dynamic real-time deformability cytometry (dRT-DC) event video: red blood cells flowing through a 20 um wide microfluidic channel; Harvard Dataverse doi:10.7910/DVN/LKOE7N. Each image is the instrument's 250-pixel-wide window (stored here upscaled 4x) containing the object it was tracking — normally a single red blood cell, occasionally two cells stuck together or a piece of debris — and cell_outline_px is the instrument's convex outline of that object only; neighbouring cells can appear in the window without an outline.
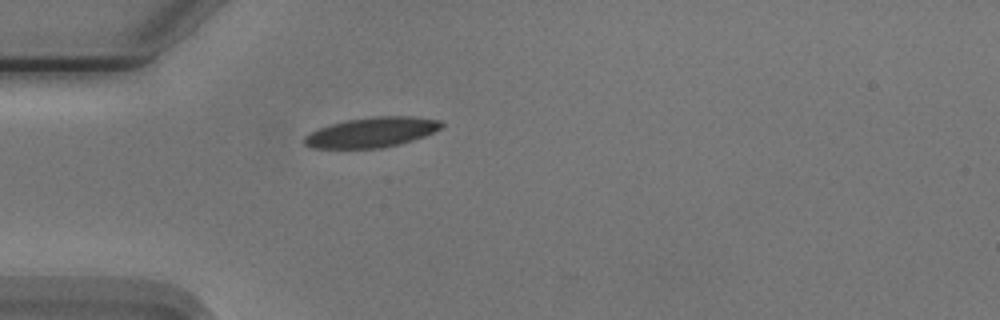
{"species": "Egyptian fruit bat (a non-hibernating species)", "species_latin": "Rousettus aegyptiacus", "temperature_condition": "cold", "stored_images_in_passage": 40, "camera_frame_rate_fps": 3000, "um_per_image_px": 0.085, "animal": {"sex": "male"}, "frame": {"image": 1, "passage_image": 1, "time_ms": 0.0, "image_size_px": [1000, 320], "cell_outline_px": [[444, 124], [440, 128], [424, 136], [400, 144], [380, 148], [312, 148], [304, 144], [304, 136], [320, 128], [344, 120], [372, 116], [412, 116], [440, 120]], "centroid_in_image_um": [31.6, 11.24], "position_along_channel_um": 53.4, "area_um2": 23.87}}
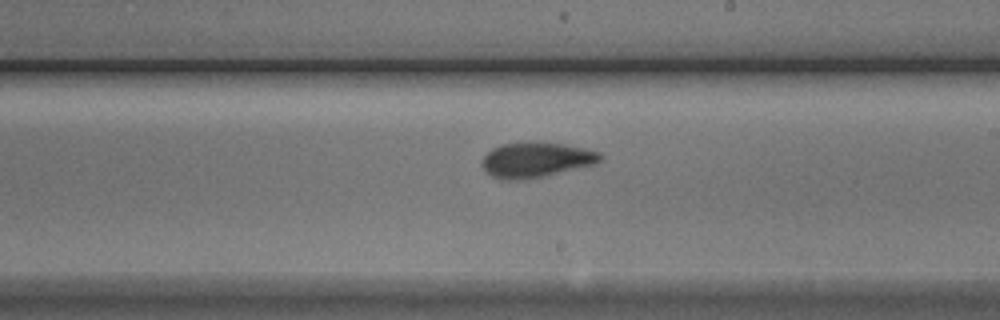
{"frame": {"image": 2, "passage_image": 17, "time_ms": 5.333, "image_size_px": [1000, 320], "cell_outline_px": [[604, 156], [596, 164], [528, 180], [500, 180], [492, 176], [480, 164], [480, 160], [492, 148], [500, 144], [564, 144], [584, 148], [600, 152]], "centroid_in_image_um": [45.56, 13.63], "position_along_channel_um": 243.4, "area_um2": 23.93}}
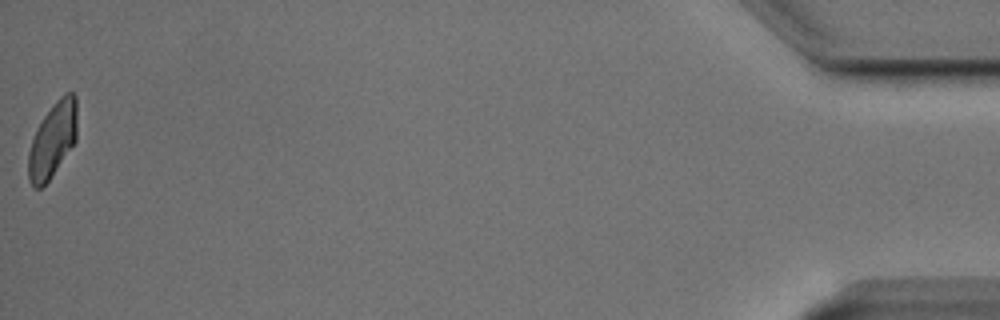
{"frame": {"image": 3, "passage_image": 40, "time_ms": 13.0, "image_size_px": [1000, 320], "cell_outline_px": [[76, 140], [48, 180], [40, 188], [36, 188], [28, 180], [28, 152], [32, 140], [44, 116], [52, 104], [64, 92], [72, 92], [76, 96]], "centroid_in_image_um": [4.47, 11.86], "position_along_channel_um": 430.7, "area_um2": 20.87}, "authors_computed_cell_mechanics": {"area_um2": 23.1489, "velocity_mm_per_s": 3.731, "shape_relaxation_time_tau1_ms": 3.4175, "shape_relaxation_time_tau2_ms": 1.13, "deformation_change_tau1": 0.1348, "deformation_change_tau2": 0.0608}}